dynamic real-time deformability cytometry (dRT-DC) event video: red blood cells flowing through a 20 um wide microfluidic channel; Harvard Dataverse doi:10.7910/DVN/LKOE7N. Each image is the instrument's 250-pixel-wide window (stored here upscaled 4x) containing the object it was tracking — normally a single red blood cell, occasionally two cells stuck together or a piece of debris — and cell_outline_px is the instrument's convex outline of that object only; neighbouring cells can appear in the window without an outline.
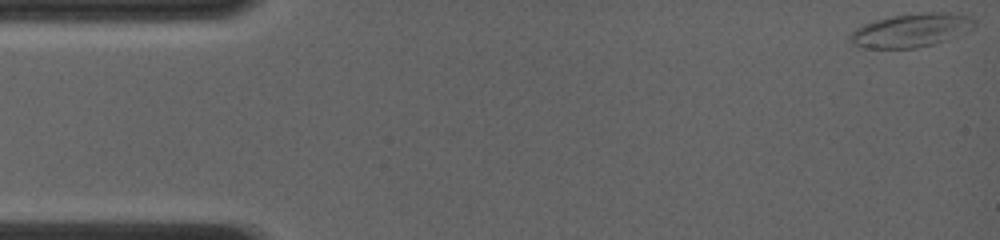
{"species": "common noctule bat (a hibernating species)", "species_latin": "Nyctalus noctula", "temperature_condition": "room temperature", "stored_images_in_passage": 46, "camera_frame_rate_fps": 4000, "um_per_image_px": 0.085, "animal": {"sex": "female", "body_mass_g": 19.0, "forearm_length_mm": 56.7}, "frame": {"image": 1, "passage_image": 1, "time_ms": 0.0, "image_size_px": [1000, 240], "cell_outline_px": [[976, 24], [972, 28], [948, 40], [916, 48], [864, 48], [852, 44], [848, 40], [848, 36], [856, 28], [872, 20], [892, 16], [928, 12], [948, 12], [972, 16], [976, 20]], "centroid_in_image_um": [77.44, 2.57], "position_along_channel_um": 7.6, "area_um2": 24.51}}
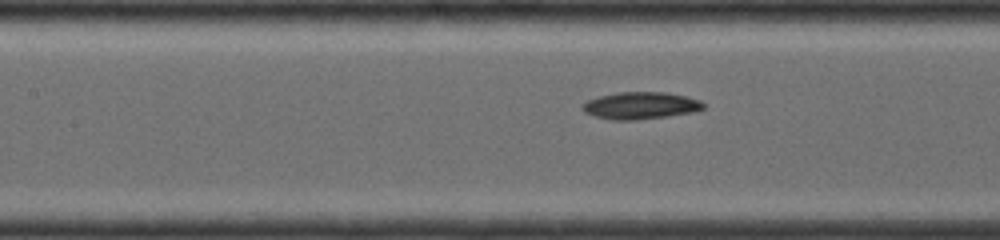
{"frame": {"image": 2, "passage_image": 21, "time_ms": 5.0, "image_size_px": [1000, 240], "cell_outline_px": [[704, 108], [692, 112], [668, 116], [636, 120], [612, 120], [596, 116], [584, 112], [580, 108], [588, 100], [600, 96], [616, 92], [664, 92], [684, 96], [700, 100], [704, 104]], "centroid_in_image_um": [54.43, 8.97], "position_along_channel_um": 153.0, "area_um2": 18.96}}
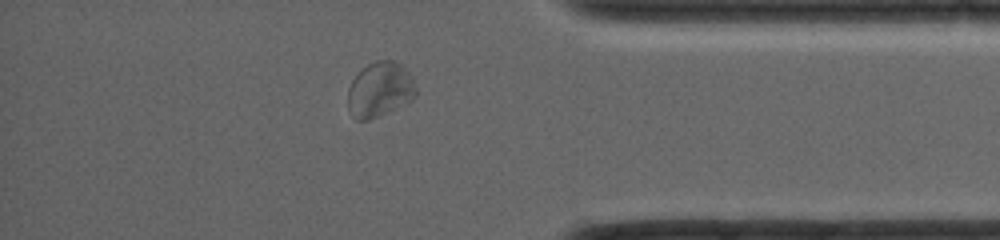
{"frame": {"image": 3, "passage_image": 40, "time_ms": 9.75, "image_size_px": [1000, 240], "cell_outline_px": [[416, 96], [404, 104], [368, 120], [356, 120], [348, 108], [348, 88], [352, 80], [368, 64], [376, 60], [392, 60], [400, 64], [412, 76], [416, 88]], "centroid_in_image_um": [32.29, 7.61], "position_along_channel_um": 402.9, "area_um2": 21.5}}